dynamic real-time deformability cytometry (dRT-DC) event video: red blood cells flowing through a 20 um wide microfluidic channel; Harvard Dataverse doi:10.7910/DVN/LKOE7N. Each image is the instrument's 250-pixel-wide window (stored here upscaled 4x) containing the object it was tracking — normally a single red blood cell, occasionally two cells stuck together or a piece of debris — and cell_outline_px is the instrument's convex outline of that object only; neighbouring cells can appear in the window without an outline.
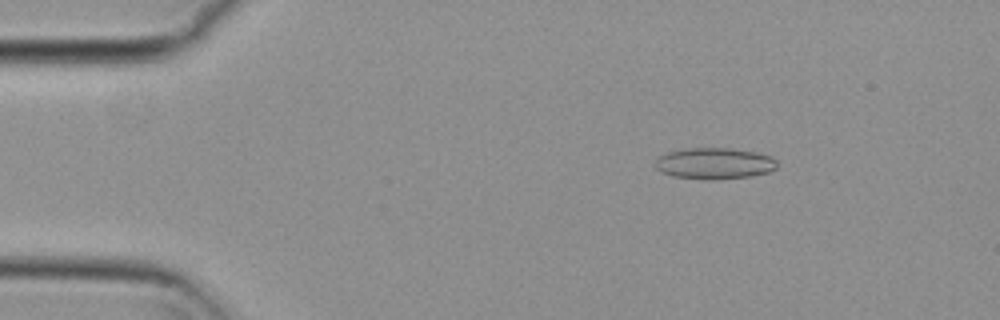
{"species": "common noctule bat (a hibernating species)", "species_latin": "Nyctalus noctula", "temperature_condition": "cold", "stored_images_in_passage": 55, "camera_frame_rate_fps": 3000, "um_per_image_px": 0.085, "animal": {"sex": "female", "body_mass_g": 29.2, "forearm_length_mm": 56.3}, "frame": {"image": 1, "passage_image": 8, "time_ms": 2.333, "image_size_px": [1000, 320], "cell_outline_px": [[776, 168], [768, 172], [748, 176], [712, 180], [704, 180], [672, 176], [660, 172], [656, 168], [656, 160], [660, 156], [668, 152], [688, 148], [732, 148], [756, 152], [772, 156], [776, 160]], "centroid_in_image_um": [60.72, 13.89], "position_along_channel_um": 24.3, "area_um2": 22.25}}
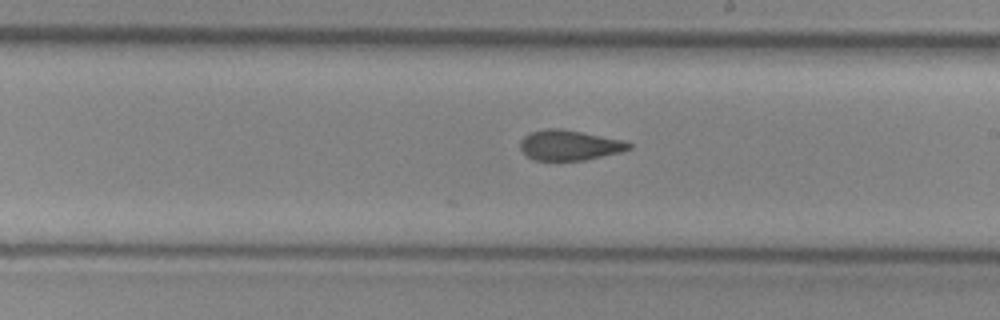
{"frame": {"image": 2, "passage_image": 31, "time_ms": 10.0, "image_size_px": [1000, 320], "cell_outline_px": [[632, 148], [620, 152], [584, 160], [532, 160], [520, 148], [520, 140], [528, 132], [544, 128], [560, 128], [624, 140], [632, 144]], "centroid_in_image_um": [48.38, 12.33], "position_along_channel_um": 240.6, "area_um2": 19.19}}
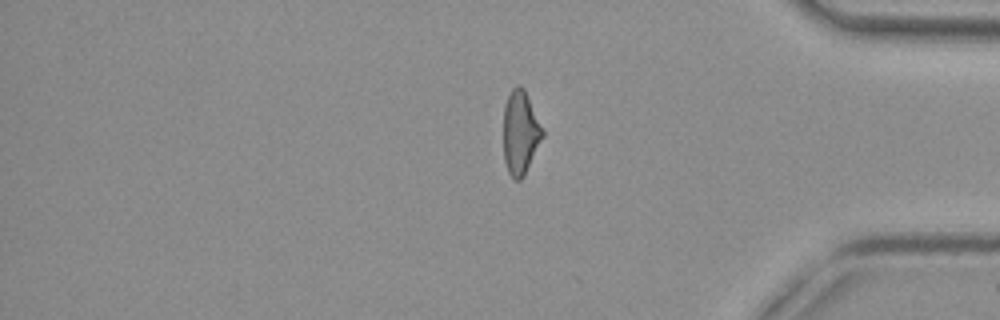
{"frame": {"image": 3, "passage_image": 45, "time_ms": 14.667, "image_size_px": [1000, 320], "cell_outline_px": [[544, 136], [524, 176], [520, 180], [512, 180], [508, 172], [504, 160], [504, 104], [512, 88], [516, 84], [520, 84], [524, 88], [544, 132]], "centroid_in_image_um": [44.22, 11.28], "position_along_channel_um": 391.0, "area_um2": 19.13}, "authors_computed_cell_mechanics": {"area_um2": 19.941, "velocity_mm_per_s": 3.7469, "shape_relaxation_time_tau1_ms": null, "shape_relaxation_time_tau2_ms": 2.4416, "deformation_change_tau1": null, "deformation_change_tau2": 0.0838}}